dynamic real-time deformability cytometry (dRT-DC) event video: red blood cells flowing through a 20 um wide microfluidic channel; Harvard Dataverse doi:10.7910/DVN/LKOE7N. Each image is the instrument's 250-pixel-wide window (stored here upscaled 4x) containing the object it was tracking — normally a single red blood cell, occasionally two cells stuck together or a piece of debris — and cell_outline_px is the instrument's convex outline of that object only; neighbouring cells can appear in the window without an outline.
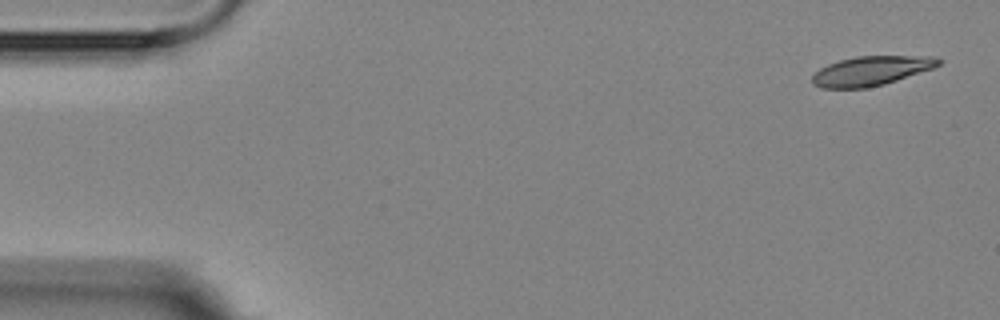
{"species": "Egyptian fruit bat (a non-hibernating species)", "species_latin": "Rousettus aegyptiacus", "temperature_condition": "room temperature", "stored_images_in_passage": 8, "camera_frame_rate_fps": 3000, "um_per_image_px": 0.085, "animal": {"sex": "female"}, "frame": {"image": 1, "passage_image": 1, "time_ms": 0.0, "image_size_px": [1000, 320], "cell_outline_px": [[944, 60], [940, 64], [932, 68], [884, 84], [864, 88], [820, 88], [812, 84], [812, 76], [820, 68], [828, 64], [840, 60], [856, 56], [936, 56]], "centroid_in_image_um": [74.04, 6.01], "position_along_channel_um": 11.0, "area_um2": 21.56}}
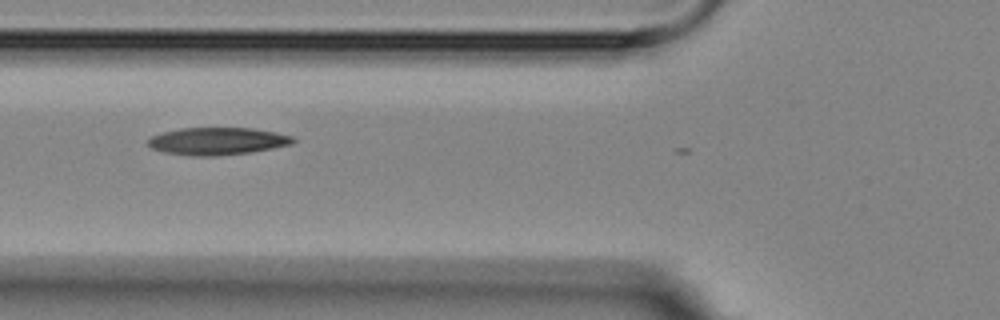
{"frame": {"image": 2, "passage_image": 6, "time_ms": 6.0, "image_size_px": [1000, 320], "cell_outline_px": [[296, 140], [292, 144], [272, 148], [248, 152], [216, 156], [192, 156], [164, 152], [152, 148], [148, 144], [148, 140], [152, 136], [164, 132], [180, 128], [252, 128], [276, 132], [292, 136]], "centroid_in_image_um": [18.48, 11.99], "position_along_channel_um": 107.3, "area_um2": 23.0}}
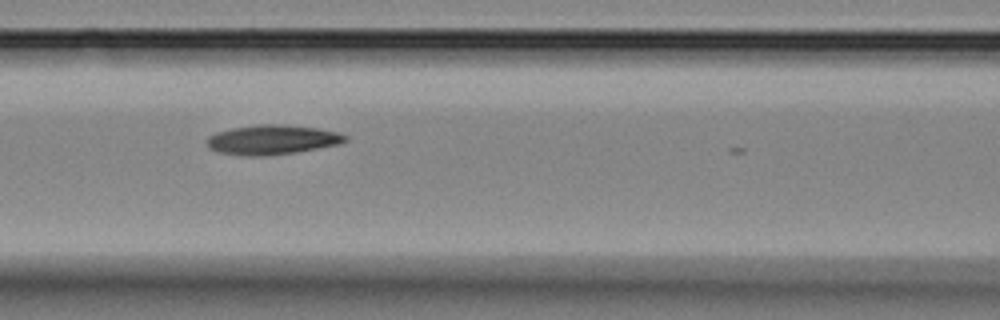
{"frame": {"image": 3, "passage_image": 7, "time_ms": 7.0, "image_size_px": [1000, 320], "cell_outline_px": [[348, 140], [340, 144], [296, 152], [264, 156], [244, 156], [220, 152], [208, 148], [208, 136], [216, 132], [232, 128], [256, 124], [280, 124], [316, 128], [336, 132], [348, 136]], "centroid_in_image_um": [23.13, 11.88], "position_along_channel_um": 143.5, "area_um2": 23.81}}